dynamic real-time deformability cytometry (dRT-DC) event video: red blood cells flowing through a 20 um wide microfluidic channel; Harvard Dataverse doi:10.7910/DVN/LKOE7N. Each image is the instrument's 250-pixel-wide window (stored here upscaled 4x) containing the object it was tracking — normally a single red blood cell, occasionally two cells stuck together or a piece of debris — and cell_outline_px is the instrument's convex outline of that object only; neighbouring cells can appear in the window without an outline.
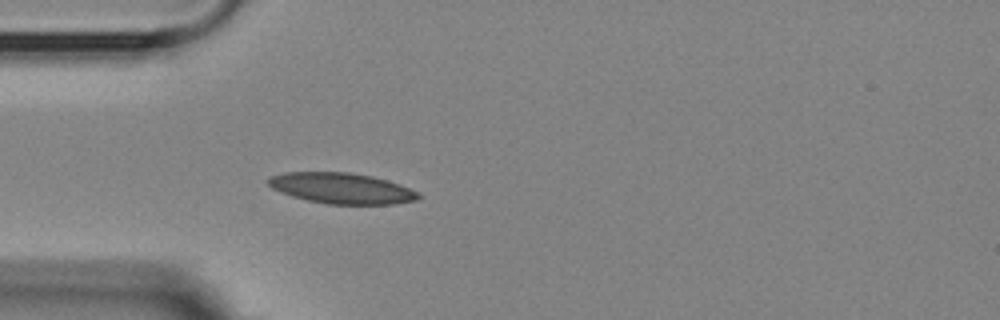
{"species": "Egyptian fruit bat (a non-hibernating species)", "species_latin": "Rousettus aegyptiacus", "temperature_condition": "room temperature", "stored_images_in_passage": 3, "camera_frame_rate_fps": 3000, "um_per_image_px": 0.085, "animal": {"sex": "female"}, "frame": {"image": 1, "passage_image": 3, "time_ms": 2.333, "image_size_px": [1000, 320], "cell_outline_px": [[420, 196], [416, 200], [396, 204], [328, 204], [308, 200], [292, 196], [272, 188], [264, 180], [268, 176], [284, 172], [348, 172], [372, 176], [388, 180], [400, 184], [420, 192]], "centroid_in_image_um": [29.03, 15.99], "position_along_channel_um": 56.0, "area_um2": 27.11}}